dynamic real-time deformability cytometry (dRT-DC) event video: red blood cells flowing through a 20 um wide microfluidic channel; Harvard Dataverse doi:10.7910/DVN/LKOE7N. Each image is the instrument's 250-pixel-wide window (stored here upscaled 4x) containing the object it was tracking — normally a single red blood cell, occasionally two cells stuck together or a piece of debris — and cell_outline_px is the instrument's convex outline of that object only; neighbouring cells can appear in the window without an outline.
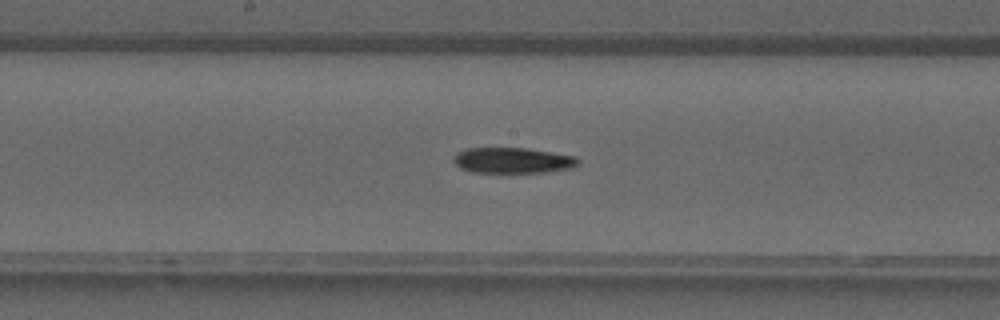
{"species": "common noctule bat (a hibernating species)", "species_latin": "Nyctalus noctula", "temperature_condition": "warm", "stored_images_in_passage": 40, "camera_frame_rate_fps": 3000, "um_per_image_px": 0.085, "animal": {"sex": "male", "forearm_length_mm": 52.5}, "frame": {"image": 1, "passage_image": 21, "time_ms": 6.667, "image_size_px": [1000, 320], "cell_outline_px": [[580, 164], [572, 168], [544, 172], [472, 172], [460, 168], [452, 160], [452, 156], [456, 152], [464, 148], [528, 148], [576, 156], [580, 160]], "centroid_in_image_um": [43.57, 13.62], "position_along_channel_um": 204.6, "area_um2": 18.84}}
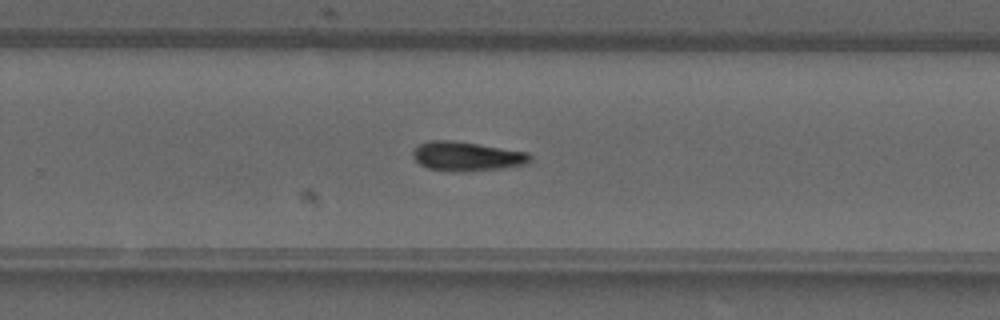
{"frame": {"image": 2, "passage_image": 26, "time_ms": 8.333, "image_size_px": [1000, 320], "cell_outline_px": [[532, 160], [528, 164], [504, 168], [460, 172], [452, 172], [428, 168], [420, 164], [412, 156], [412, 152], [420, 144], [428, 140], [452, 140], [528, 152], [532, 156]], "centroid_in_image_um": [39.7, 13.29], "position_along_channel_um": 290.1, "area_um2": 20.11}}
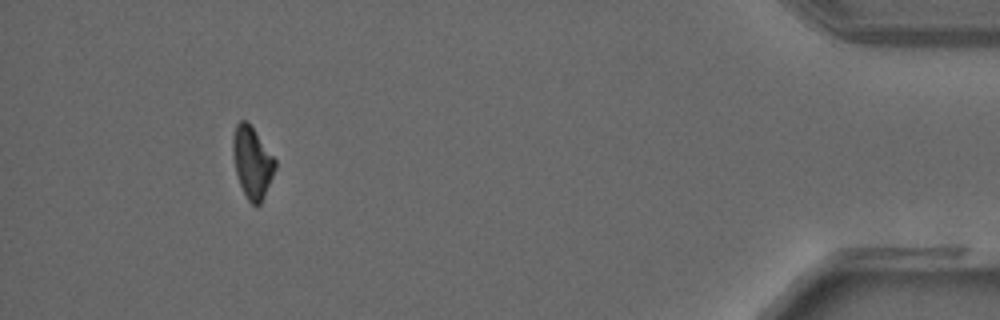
{"frame": {"image": 3, "passage_image": 37, "time_ms": 12.0, "image_size_px": [1000, 320], "cell_outline_px": [[276, 168], [264, 196], [260, 204], [252, 204], [248, 200], [240, 184], [236, 172], [232, 152], [232, 136], [236, 124], [240, 120], [248, 120], [276, 160]], "centroid_in_image_um": [21.43, 13.74], "position_along_channel_um": 413.8, "area_um2": 17.57}}